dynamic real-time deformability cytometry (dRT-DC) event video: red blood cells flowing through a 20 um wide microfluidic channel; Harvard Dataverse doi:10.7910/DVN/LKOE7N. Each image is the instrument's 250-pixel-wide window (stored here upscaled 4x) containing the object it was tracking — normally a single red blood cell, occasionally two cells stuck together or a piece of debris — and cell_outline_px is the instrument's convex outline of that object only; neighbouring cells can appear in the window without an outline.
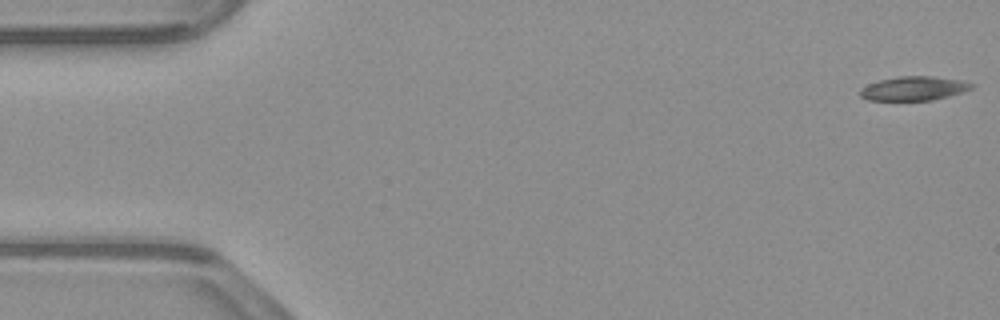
{"species": "common noctule bat (a hibernating species)", "species_latin": "Nyctalus noctula", "temperature_condition": "warm", "stored_images_in_passage": 53, "camera_frame_rate_fps": 3000, "um_per_image_px": 0.085, "animal": {"sex": "male", "body_mass_g": 23.1, "forearm_length_mm": 52.7}, "frame": {"image": 1, "passage_image": 1, "time_ms": 0.0, "image_size_px": [1000, 320], "cell_outline_px": [[976, 84], [972, 88], [964, 92], [932, 100], [868, 100], [860, 96], [860, 88], [868, 84], [880, 80], [900, 76], [932, 76], [960, 80]], "centroid_in_image_um": [77.69, 7.51], "position_along_channel_um": 7.3, "area_um2": 15.61}}
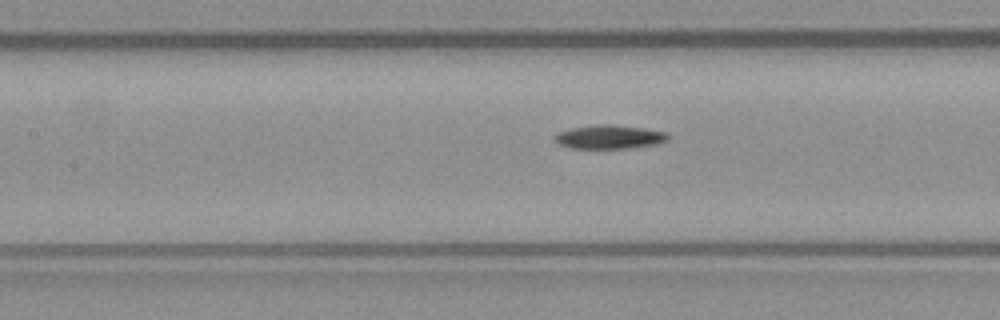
{"frame": {"image": 2, "passage_image": 23, "time_ms": 7.333, "image_size_px": [1000, 320], "cell_outline_px": [[668, 140], [656, 144], [632, 148], [572, 148], [560, 144], [556, 140], [556, 136], [560, 132], [572, 128], [596, 124], [608, 124], [644, 128], [668, 132]], "centroid_in_image_um": [51.87, 11.63], "position_along_channel_um": 155.5, "area_um2": 15.49}}
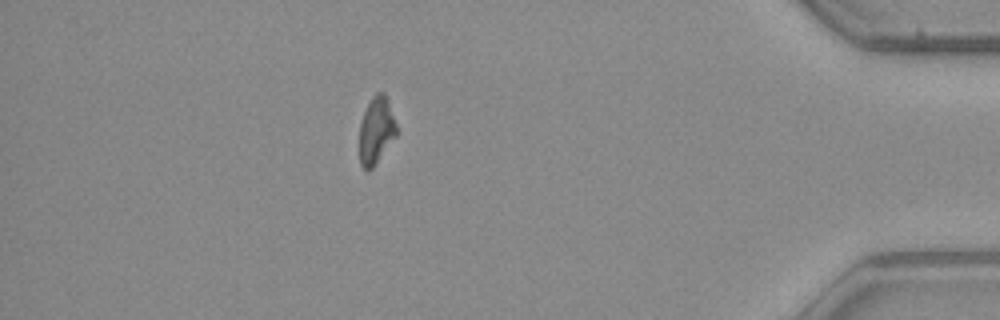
{"frame": {"image": 3, "passage_image": 46, "time_ms": 15.0, "image_size_px": [1000, 320], "cell_outline_px": [[396, 136], [376, 164], [368, 172], [360, 164], [360, 120], [372, 96], [376, 92], [384, 92], [396, 124]], "centroid_in_image_um": [31.96, 11.1], "position_along_channel_um": 403.2, "area_um2": 14.33}}